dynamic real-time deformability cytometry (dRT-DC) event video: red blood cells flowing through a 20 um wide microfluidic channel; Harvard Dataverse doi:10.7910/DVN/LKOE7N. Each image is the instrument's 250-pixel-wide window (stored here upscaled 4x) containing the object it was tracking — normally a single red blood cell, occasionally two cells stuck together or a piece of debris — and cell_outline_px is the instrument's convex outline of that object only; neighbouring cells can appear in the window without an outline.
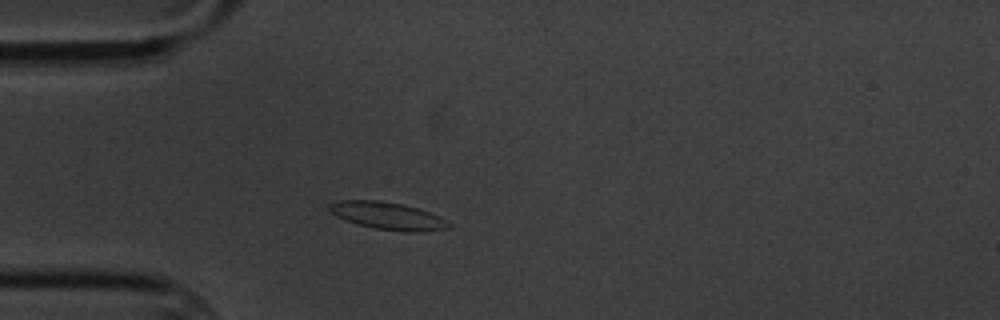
{"species": "common noctule bat (a hibernating species)", "species_latin": "Nyctalus noctula", "temperature_condition": "cold", "stored_images_in_passage": 2, "camera_frame_rate_fps": 3000, "um_per_image_px": 0.085, "animal": {"sex": "male", "body_mass_g": 20.1, "forearm_length_mm": 53.5}, "frame": {"image": 1, "passage_image": 2, "time_ms": 1.0, "image_size_px": [1000, 320], "cell_outline_px": [[452, 224], [448, 228], [420, 232], [408, 232], [376, 228], [360, 224], [336, 216], [328, 208], [328, 204], [340, 200], [380, 200], [404, 204], [420, 208], [440, 216]], "centroid_in_image_um": [33.01, 18.33], "position_along_channel_um": 52.0, "area_um2": 19.02}}